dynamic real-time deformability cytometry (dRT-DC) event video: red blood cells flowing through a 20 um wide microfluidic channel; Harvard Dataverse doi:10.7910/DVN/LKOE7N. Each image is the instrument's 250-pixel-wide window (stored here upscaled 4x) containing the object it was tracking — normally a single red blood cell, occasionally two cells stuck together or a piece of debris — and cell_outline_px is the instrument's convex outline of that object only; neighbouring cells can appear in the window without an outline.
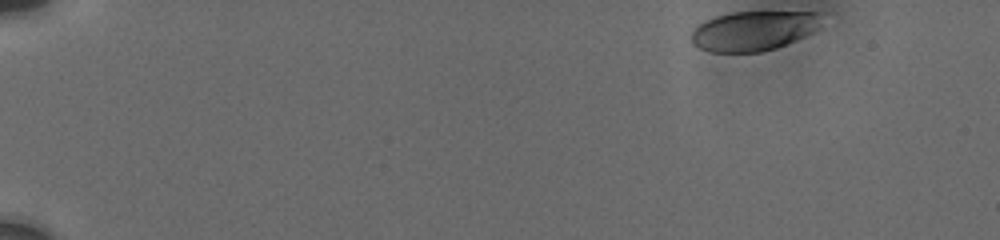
{"species": "human", "species_latin": "Homo sapiens", "temperature_condition": "cold", "stored_images_in_passage": 18, "camera_frame_rate_fps": 3000, "um_per_image_px": 0.085, "donor": {"sex": "male"}, "frame": {"image": 1, "passage_image": 1, "time_ms": 0.0, "image_size_px": [1000, 240], "cell_outline_px": [[824, 12], [820, 28], [796, 40], [776, 48], [760, 52], [712, 52], [700, 48], [692, 44], [692, 32], [700, 24], [716, 16], [732, 12]], "centroid_in_image_um": [64.11, 2.61], "position_along_channel_um": 20.9, "area_um2": 30.11}}
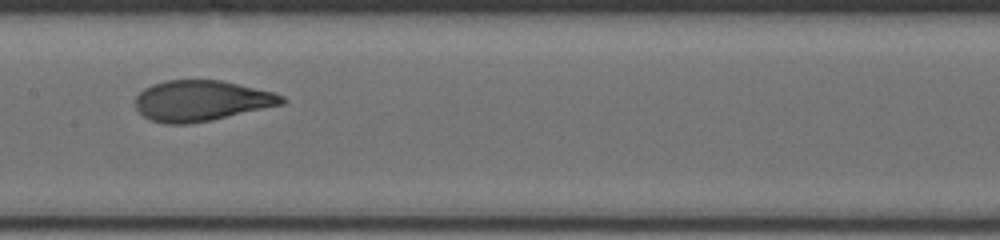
{"frame": {"image": 2, "passage_image": 11, "time_ms": 8.333, "image_size_px": [1000, 240], "cell_outline_px": [[288, 100], [284, 104], [212, 120], [188, 124], [164, 124], [152, 120], [144, 116], [136, 108], [136, 96], [144, 88], [152, 84], [168, 80], [220, 80], [272, 92], [284, 96]], "centroid_in_image_um": [17.12, 8.57], "position_along_channel_um": 190.3, "area_um2": 34.62}}
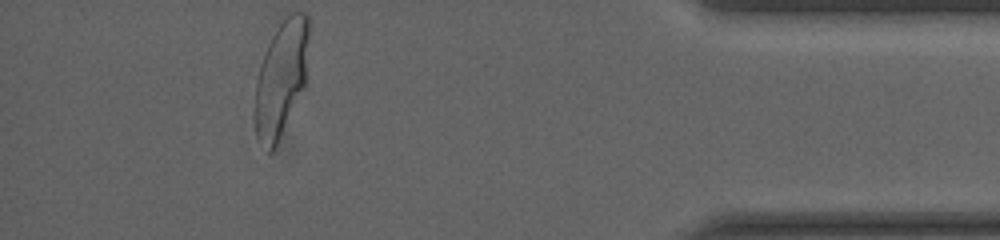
{"frame": {"image": 3, "passage_image": 18, "time_ms": 15.333, "image_size_px": [1000, 240], "cell_outline_px": [[308, 84], [272, 152], [268, 152], [256, 136], [256, 80], [260, 64], [268, 44], [276, 28], [288, 12], [308, 12]], "centroid_in_image_um": [23.96, 6.62], "position_along_channel_um": 411.2, "area_um2": 36.82}, "authors_computed_cell_mechanics": {"area_um2": 34.2754, "velocity_mm_per_s": 3.7279, "shape_relaxation_time_tau1_ms": 3.7438, "shape_relaxation_time_tau2_ms": null, "deformation_change_tau1": 0.1465, "deformation_change_tau2": null}}